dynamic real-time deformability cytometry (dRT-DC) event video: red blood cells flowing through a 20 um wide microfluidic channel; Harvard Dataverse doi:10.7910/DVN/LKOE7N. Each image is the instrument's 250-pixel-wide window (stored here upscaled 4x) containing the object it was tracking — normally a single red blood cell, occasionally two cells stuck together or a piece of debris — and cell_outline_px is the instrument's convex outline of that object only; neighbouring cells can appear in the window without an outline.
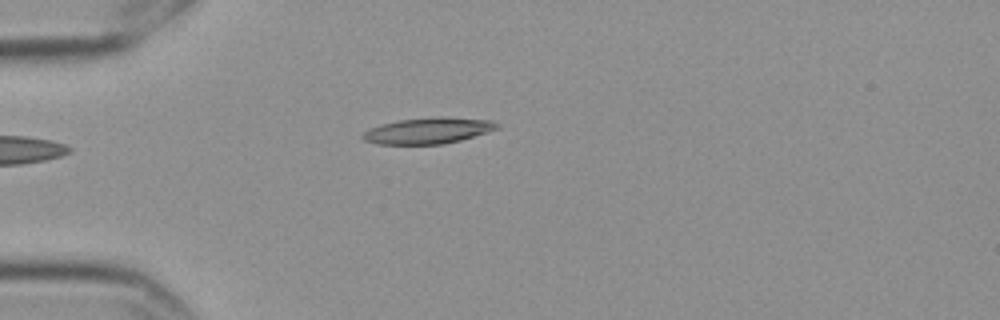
{"species": "Egyptian fruit bat (a non-hibernating species)", "species_latin": "Rousettus aegyptiacus", "temperature_condition": "cold", "stored_images_in_passage": 4, "camera_frame_rate_fps": 3000, "um_per_image_px": 0.085, "frame": {"image": 1, "passage_image": 4, "time_ms": 1.0, "image_size_px": [1000, 320], "cell_outline_px": [[500, 128], [488, 132], [460, 140], [444, 144], [380, 144], [364, 140], [360, 136], [368, 128], [380, 124], [396, 120], [432, 116], [444, 116], [492, 120], [500, 124]], "centroid_in_image_um": [36.4, 11.08], "position_along_channel_um": 48.6, "area_um2": 20.81}}